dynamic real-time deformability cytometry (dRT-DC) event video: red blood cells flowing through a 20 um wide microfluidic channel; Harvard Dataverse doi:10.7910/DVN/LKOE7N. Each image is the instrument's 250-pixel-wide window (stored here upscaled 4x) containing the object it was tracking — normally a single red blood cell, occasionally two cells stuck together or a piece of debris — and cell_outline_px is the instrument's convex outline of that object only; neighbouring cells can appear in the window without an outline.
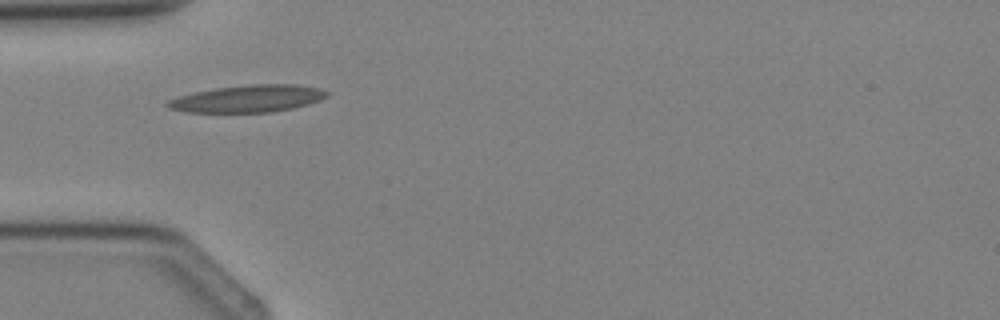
{"species": "Egyptian fruit bat (a non-hibernating species)", "species_latin": "Rousettus aegyptiacus", "temperature_condition": "cold", "stored_images_in_passage": 2, "camera_frame_rate_fps": 3000, "um_per_image_px": 0.085, "animal": {"sex": "female"}, "frame": {"image": 1, "passage_image": 1, "time_ms": 0.0, "image_size_px": [1000, 320], "cell_outline_px": [[332, 92], [328, 96], [320, 100], [308, 104], [292, 108], [272, 112], [188, 112], [168, 108], [164, 104], [168, 100], [180, 96], [196, 92], [216, 88], [252, 84], [296, 84], [320, 88]], "centroid_in_image_um": [21.13, 8.38], "position_along_channel_um": 63.9, "area_um2": 25.2}}
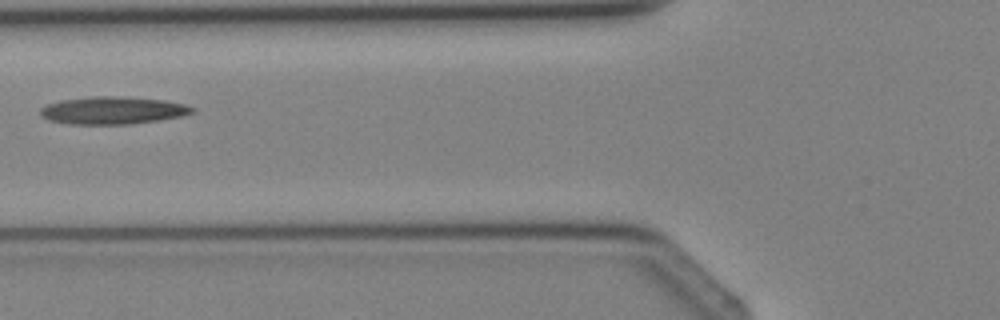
{"frame": {"image": 2, "passage_image": 2, "time_ms": 1.0, "image_size_px": [1000, 320], "cell_outline_px": [[196, 112], [180, 116], [160, 120], [128, 124], [68, 124], [48, 120], [40, 116], [40, 108], [48, 104], [60, 100], [92, 96], [116, 96], [164, 100], [184, 104], [196, 108]], "centroid_in_image_um": [9.57, 9.38], "position_along_channel_um": 116.2, "area_um2": 24.45}}